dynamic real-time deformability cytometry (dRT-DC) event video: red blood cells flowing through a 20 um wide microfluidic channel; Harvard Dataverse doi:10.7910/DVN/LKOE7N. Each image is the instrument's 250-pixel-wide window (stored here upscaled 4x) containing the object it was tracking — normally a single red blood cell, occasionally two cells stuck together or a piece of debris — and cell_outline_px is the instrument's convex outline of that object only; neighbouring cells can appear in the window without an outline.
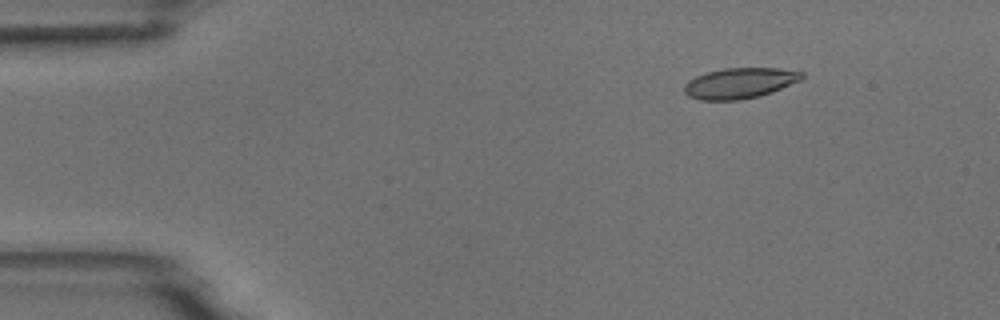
{"species": "common noctule bat (a hibernating species)", "species_latin": "Nyctalus noctula", "temperature_condition": "room temperature", "stored_images_in_passage": 4, "camera_frame_rate_fps": 3000, "um_per_image_px": 0.085, "animal": {"sex": "male", "body_mass_g": 18.8}, "frame": {"image": 1, "passage_image": 2, "time_ms": 2.0, "image_size_px": [1000, 320], "cell_outline_px": [[804, 76], [800, 80], [772, 92], [760, 96], [740, 100], [700, 100], [688, 96], [684, 92], [684, 84], [688, 80], [696, 76], [708, 72], [724, 68], [776, 68], [804, 72]], "centroid_in_image_um": [62.86, 7.07], "position_along_channel_um": 22.1, "area_um2": 20.98}}